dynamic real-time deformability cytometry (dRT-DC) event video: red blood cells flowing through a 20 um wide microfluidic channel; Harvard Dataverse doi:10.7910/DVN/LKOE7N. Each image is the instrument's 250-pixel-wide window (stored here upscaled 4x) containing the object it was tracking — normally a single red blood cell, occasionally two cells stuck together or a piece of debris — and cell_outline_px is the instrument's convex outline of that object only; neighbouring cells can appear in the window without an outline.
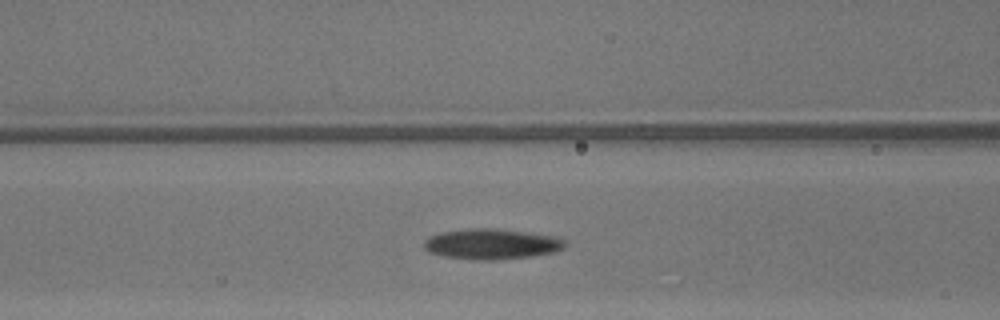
{"species": "common noctule bat (a hibernating species)", "species_latin": "Nyctalus noctula", "temperature_condition": "warm", "stored_images_in_passage": 34, "camera_frame_rate_fps": 3000, "um_per_image_px": 0.085, "animal": {"sex": "male", "body_mass_g": 13.3}, "frame": {"image": 1, "passage_image": 13, "time_ms": 4.0, "image_size_px": [1000, 320], "cell_outline_px": [[564, 248], [556, 252], [528, 256], [496, 260], [472, 260], [444, 256], [428, 252], [424, 248], [424, 240], [428, 236], [440, 232], [468, 228], [496, 228], [552, 236], [564, 240]], "centroid_in_image_um": [41.71, 20.74], "position_along_channel_um": 124.9, "area_um2": 25.03}}
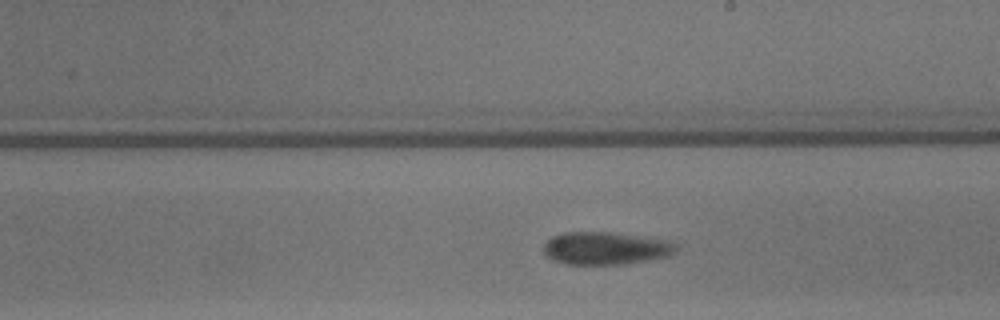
{"frame": {"image": 2, "passage_image": 21, "time_ms": 6.667, "image_size_px": [1000, 320], "cell_outline_px": [[676, 248], [668, 256], [620, 264], [564, 264], [548, 256], [544, 252], [544, 244], [552, 236], [564, 232], [612, 232], [668, 240], [676, 244]], "centroid_in_image_um": [51.45, 21.08], "position_along_channel_um": 237.6, "area_um2": 24.85}}
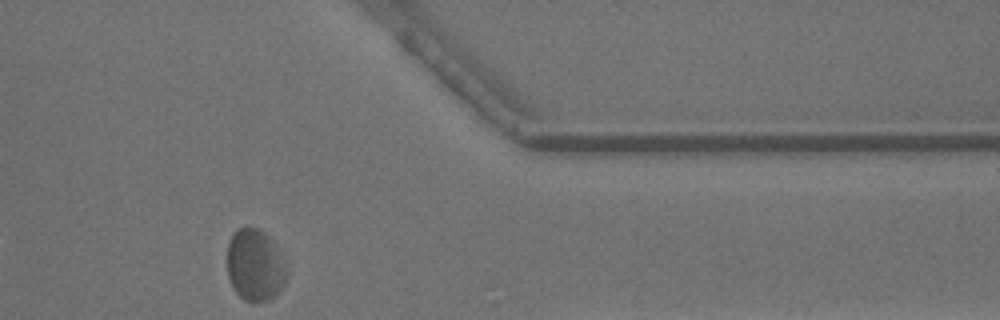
{"frame": {"image": 3, "passage_image": 33, "time_ms": 10.667, "image_size_px": [1000, 320], "cell_outline_px": [[288, 268], [284, 280], [276, 296], [272, 300], [244, 300], [236, 292], [228, 276], [228, 244], [232, 236], [240, 228], [256, 228], [264, 232]], "centroid_in_image_um": [21.66, 22.57], "position_along_channel_um": 389.7, "area_um2": 24.04}, "authors_computed_cell_mechanics": {"area_um2": 24.5361, "velocity_mm_per_s": 4.2313, "shape_relaxation_time_tau1_ms": 4.0288, "shape_relaxation_time_tau2_ms": 1.8148, "deformation_change_tau1": 0.0986, "deformation_change_tau2": 0.0572}}